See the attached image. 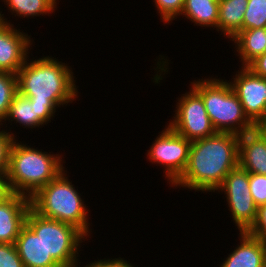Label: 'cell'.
Returning <instances> with one entry per match:
<instances>
[{"label": "cell", "instance_id": "f546056e", "mask_svg": "<svg viewBox=\"0 0 266 267\" xmlns=\"http://www.w3.org/2000/svg\"><path fill=\"white\" fill-rule=\"evenodd\" d=\"M13 194L7 178V173H0V202L5 201Z\"/></svg>", "mask_w": 266, "mask_h": 267}, {"label": "cell", "instance_id": "1f68e13d", "mask_svg": "<svg viewBox=\"0 0 266 267\" xmlns=\"http://www.w3.org/2000/svg\"><path fill=\"white\" fill-rule=\"evenodd\" d=\"M0 11V27L3 26L5 23L11 24V22L7 21V18H4V14H1Z\"/></svg>", "mask_w": 266, "mask_h": 267}, {"label": "cell", "instance_id": "484cf974", "mask_svg": "<svg viewBox=\"0 0 266 267\" xmlns=\"http://www.w3.org/2000/svg\"><path fill=\"white\" fill-rule=\"evenodd\" d=\"M0 267H24L15 244L0 243Z\"/></svg>", "mask_w": 266, "mask_h": 267}, {"label": "cell", "instance_id": "f1b7e54d", "mask_svg": "<svg viewBox=\"0 0 266 267\" xmlns=\"http://www.w3.org/2000/svg\"><path fill=\"white\" fill-rule=\"evenodd\" d=\"M247 68L255 75L266 78V52L253 60Z\"/></svg>", "mask_w": 266, "mask_h": 267}, {"label": "cell", "instance_id": "4fadbf2b", "mask_svg": "<svg viewBox=\"0 0 266 267\" xmlns=\"http://www.w3.org/2000/svg\"><path fill=\"white\" fill-rule=\"evenodd\" d=\"M239 165L248 173L266 175V138L257 128L239 135Z\"/></svg>", "mask_w": 266, "mask_h": 267}, {"label": "cell", "instance_id": "4316f807", "mask_svg": "<svg viewBox=\"0 0 266 267\" xmlns=\"http://www.w3.org/2000/svg\"><path fill=\"white\" fill-rule=\"evenodd\" d=\"M248 233L266 241V204L258 207L256 221Z\"/></svg>", "mask_w": 266, "mask_h": 267}, {"label": "cell", "instance_id": "3957f363", "mask_svg": "<svg viewBox=\"0 0 266 267\" xmlns=\"http://www.w3.org/2000/svg\"><path fill=\"white\" fill-rule=\"evenodd\" d=\"M17 141L10 149L7 178L13 193L31 198L65 169V162L63 155H51Z\"/></svg>", "mask_w": 266, "mask_h": 267}, {"label": "cell", "instance_id": "ba28073f", "mask_svg": "<svg viewBox=\"0 0 266 267\" xmlns=\"http://www.w3.org/2000/svg\"><path fill=\"white\" fill-rule=\"evenodd\" d=\"M175 110L169 126L187 140L192 142L217 132L208 117L201 95L192 86L190 91L178 98Z\"/></svg>", "mask_w": 266, "mask_h": 267}, {"label": "cell", "instance_id": "ac0fdd59", "mask_svg": "<svg viewBox=\"0 0 266 267\" xmlns=\"http://www.w3.org/2000/svg\"><path fill=\"white\" fill-rule=\"evenodd\" d=\"M219 0H184L181 15L201 27H218Z\"/></svg>", "mask_w": 266, "mask_h": 267}, {"label": "cell", "instance_id": "e0dca14e", "mask_svg": "<svg viewBox=\"0 0 266 267\" xmlns=\"http://www.w3.org/2000/svg\"><path fill=\"white\" fill-rule=\"evenodd\" d=\"M247 5L248 0H219L217 31L230 40L242 31Z\"/></svg>", "mask_w": 266, "mask_h": 267}, {"label": "cell", "instance_id": "d6986e66", "mask_svg": "<svg viewBox=\"0 0 266 267\" xmlns=\"http://www.w3.org/2000/svg\"><path fill=\"white\" fill-rule=\"evenodd\" d=\"M6 120L11 122V125L12 122L15 121L19 123L20 126H25L24 128L26 129L27 127L33 129L46 125L38 117L34 102H31L28 97L21 95L19 92H17L12 99L5 118V121Z\"/></svg>", "mask_w": 266, "mask_h": 267}, {"label": "cell", "instance_id": "9a60e30c", "mask_svg": "<svg viewBox=\"0 0 266 267\" xmlns=\"http://www.w3.org/2000/svg\"><path fill=\"white\" fill-rule=\"evenodd\" d=\"M14 244L24 267H61L46 253L41 239L26 224Z\"/></svg>", "mask_w": 266, "mask_h": 267}, {"label": "cell", "instance_id": "277c9868", "mask_svg": "<svg viewBox=\"0 0 266 267\" xmlns=\"http://www.w3.org/2000/svg\"><path fill=\"white\" fill-rule=\"evenodd\" d=\"M66 175V171L63 170L32 196L30 198L31 208L44 218L77 227L88 237L91 235L88 206L84 204L78 189H75Z\"/></svg>", "mask_w": 266, "mask_h": 267}, {"label": "cell", "instance_id": "7402d4cb", "mask_svg": "<svg viewBox=\"0 0 266 267\" xmlns=\"http://www.w3.org/2000/svg\"><path fill=\"white\" fill-rule=\"evenodd\" d=\"M266 28V0H248L242 30Z\"/></svg>", "mask_w": 266, "mask_h": 267}, {"label": "cell", "instance_id": "cb8c5ba5", "mask_svg": "<svg viewBox=\"0 0 266 267\" xmlns=\"http://www.w3.org/2000/svg\"><path fill=\"white\" fill-rule=\"evenodd\" d=\"M249 189L257 207L266 204V175L249 173Z\"/></svg>", "mask_w": 266, "mask_h": 267}, {"label": "cell", "instance_id": "52a82bcc", "mask_svg": "<svg viewBox=\"0 0 266 267\" xmlns=\"http://www.w3.org/2000/svg\"><path fill=\"white\" fill-rule=\"evenodd\" d=\"M217 190L224 191L238 231L248 232L256 221L258 210L249 189V173L238 165L225 176Z\"/></svg>", "mask_w": 266, "mask_h": 267}, {"label": "cell", "instance_id": "8992f818", "mask_svg": "<svg viewBox=\"0 0 266 267\" xmlns=\"http://www.w3.org/2000/svg\"><path fill=\"white\" fill-rule=\"evenodd\" d=\"M25 224L41 239L46 253L61 267L78 266L80 244L87 238L81 230L65 222L44 218L32 208Z\"/></svg>", "mask_w": 266, "mask_h": 267}, {"label": "cell", "instance_id": "5b68a950", "mask_svg": "<svg viewBox=\"0 0 266 267\" xmlns=\"http://www.w3.org/2000/svg\"><path fill=\"white\" fill-rule=\"evenodd\" d=\"M191 85L201 95L208 117L217 132L242 135L256 128L245 115L229 81L210 77L194 80Z\"/></svg>", "mask_w": 266, "mask_h": 267}, {"label": "cell", "instance_id": "603a6c76", "mask_svg": "<svg viewBox=\"0 0 266 267\" xmlns=\"http://www.w3.org/2000/svg\"><path fill=\"white\" fill-rule=\"evenodd\" d=\"M154 3L164 24L177 19L184 6V0H154Z\"/></svg>", "mask_w": 266, "mask_h": 267}, {"label": "cell", "instance_id": "83f0119b", "mask_svg": "<svg viewBox=\"0 0 266 267\" xmlns=\"http://www.w3.org/2000/svg\"><path fill=\"white\" fill-rule=\"evenodd\" d=\"M112 259V260H111ZM111 259H98L95 262H91L90 264H86L88 267H133L131 263L127 262L123 258H111Z\"/></svg>", "mask_w": 266, "mask_h": 267}, {"label": "cell", "instance_id": "7a4b0ae2", "mask_svg": "<svg viewBox=\"0 0 266 267\" xmlns=\"http://www.w3.org/2000/svg\"><path fill=\"white\" fill-rule=\"evenodd\" d=\"M239 165V135L216 132L191 142L187 166L171 187L215 192L225 176Z\"/></svg>", "mask_w": 266, "mask_h": 267}, {"label": "cell", "instance_id": "5bb4252c", "mask_svg": "<svg viewBox=\"0 0 266 267\" xmlns=\"http://www.w3.org/2000/svg\"><path fill=\"white\" fill-rule=\"evenodd\" d=\"M239 235L240 245H237L220 267H265V241L248 232H240Z\"/></svg>", "mask_w": 266, "mask_h": 267}, {"label": "cell", "instance_id": "44dd1931", "mask_svg": "<svg viewBox=\"0 0 266 267\" xmlns=\"http://www.w3.org/2000/svg\"><path fill=\"white\" fill-rule=\"evenodd\" d=\"M17 92V75L10 72H0V125L2 127L4 123L6 124L5 118Z\"/></svg>", "mask_w": 266, "mask_h": 267}, {"label": "cell", "instance_id": "6da1fadb", "mask_svg": "<svg viewBox=\"0 0 266 267\" xmlns=\"http://www.w3.org/2000/svg\"><path fill=\"white\" fill-rule=\"evenodd\" d=\"M16 75L18 92L34 102L38 117L46 125L53 120L58 107L78 98L70 66L54 57L33 58L30 63L27 59Z\"/></svg>", "mask_w": 266, "mask_h": 267}, {"label": "cell", "instance_id": "8fae6325", "mask_svg": "<svg viewBox=\"0 0 266 267\" xmlns=\"http://www.w3.org/2000/svg\"><path fill=\"white\" fill-rule=\"evenodd\" d=\"M33 39L14 24L5 23L0 27V72L17 74L29 59V48Z\"/></svg>", "mask_w": 266, "mask_h": 267}, {"label": "cell", "instance_id": "7c38bea8", "mask_svg": "<svg viewBox=\"0 0 266 267\" xmlns=\"http://www.w3.org/2000/svg\"><path fill=\"white\" fill-rule=\"evenodd\" d=\"M30 208V198L17 193L0 202V243H15Z\"/></svg>", "mask_w": 266, "mask_h": 267}, {"label": "cell", "instance_id": "2e32d148", "mask_svg": "<svg viewBox=\"0 0 266 267\" xmlns=\"http://www.w3.org/2000/svg\"><path fill=\"white\" fill-rule=\"evenodd\" d=\"M234 41L242 67H247L253 60L266 52V28L246 29L237 33Z\"/></svg>", "mask_w": 266, "mask_h": 267}, {"label": "cell", "instance_id": "4dcf8cb0", "mask_svg": "<svg viewBox=\"0 0 266 267\" xmlns=\"http://www.w3.org/2000/svg\"><path fill=\"white\" fill-rule=\"evenodd\" d=\"M256 128L264 135L266 138V121L261 122L256 126Z\"/></svg>", "mask_w": 266, "mask_h": 267}, {"label": "cell", "instance_id": "ffe728a7", "mask_svg": "<svg viewBox=\"0 0 266 267\" xmlns=\"http://www.w3.org/2000/svg\"><path fill=\"white\" fill-rule=\"evenodd\" d=\"M58 0H3L11 13L19 17L50 15L57 9Z\"/></svg>", "mask_w": 266, "mask_h": 267}, {"label": "cell", "instance_id": "30bf717a", "mask_svg": "<svg viewBox=\"0 0 266 267\" xmlns=\"http://www.w3.org/2000/svg\"><path fill=\"white\" fill-rule=\"evenodd\" d=\"M230 81L245 115L257 126L266 121V78L255 75L249 68L240 67Z\"/></svg>", "mask_w": 266, "mask_h": 267}, {"label": "cell", "instance_id": "d4e9b609", "mask_svg": "<svg viewBox=\"0 0 266 267\" xmlns=\"http://www.w3.org/2000/svg\"><path fill=\"white\" fill-rule=\"evenodd\" d=\"M16 136L8 130L0 131V173H7L9 154Z\"/></svg>", "mask_w": 266, "mask_h": 267}, {"label": "cell", "instance_id": "9c48e42d", "mask_svg": "<svg viewBox=\"0 0 266 267\" xmlns=\"http://www.w3.org/2000/svg\"><path fill=\"white\" fill-rule=\"evenodd\" d=\"M154 140L147 150V158L152 163L164 166L165 178L172 185L187 166L191 141L175 132L169 125Z\"/></svg>", "mask_w": 266, "mask_h": 267}]
</instances>
